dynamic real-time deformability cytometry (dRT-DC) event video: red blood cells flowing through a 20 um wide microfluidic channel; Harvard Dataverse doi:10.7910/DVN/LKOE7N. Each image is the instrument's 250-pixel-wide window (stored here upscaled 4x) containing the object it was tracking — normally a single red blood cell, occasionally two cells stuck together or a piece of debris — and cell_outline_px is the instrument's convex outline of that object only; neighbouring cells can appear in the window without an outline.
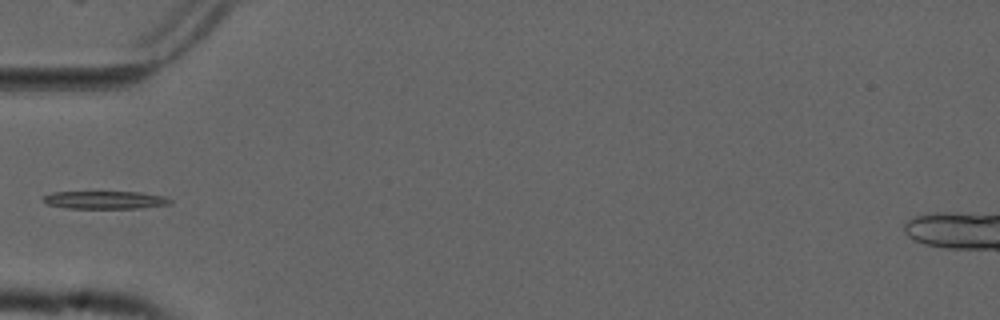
{"species": "common noctule bat (a hibernating species)", "species_latin": "Nyctalus noctula", "temperature_condition": "cold", "stored_images_in_passage": 7, "camera_frame_rate_fps": 3000, "um_per_image_px": 0.085, "animal": {"sex": "male", "forearm_length_mm": 52.5}, "frame": {"image": 1, "passage_image": 6, "time_ms": 1.667, "image_size_px": [1000, 320], "cell_outline_px": [[172, 204], [140, 208], [68, 208], [48, 204], [44, 200], [44, 196], [52, 192], [140, 192], [164, 196], [172, 200]], "centroid_in_image_um": [8.99, 16.99], "position_along_channel_um": 76.0, "area_um2": 13.06}}
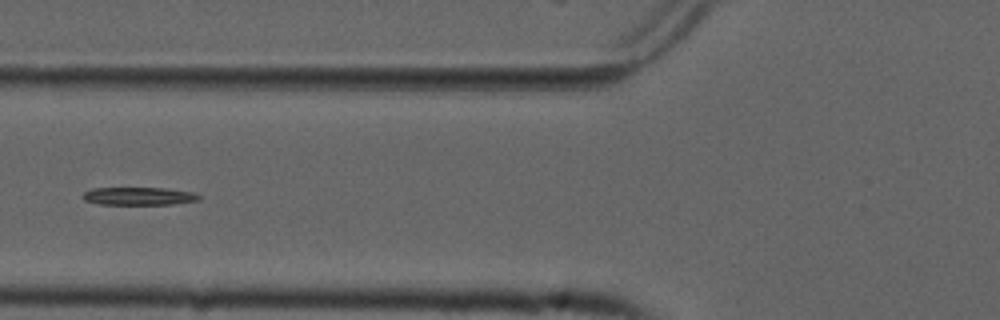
{"frame": {"image": 2, "passage_image": 7, "time_ms": 2.0, "image_size_px": [1000, 320], "cell_outline_px": [[200, 200], [172, 204], [100, 204], [84, 200], [84, 192], [92, 188], [164, 188], [192, 192], [200, 196]], "centroid_in_image_um": [11.81, 16.67], "position_along_channel_um": 114.0, "area_um2": 11.91}}